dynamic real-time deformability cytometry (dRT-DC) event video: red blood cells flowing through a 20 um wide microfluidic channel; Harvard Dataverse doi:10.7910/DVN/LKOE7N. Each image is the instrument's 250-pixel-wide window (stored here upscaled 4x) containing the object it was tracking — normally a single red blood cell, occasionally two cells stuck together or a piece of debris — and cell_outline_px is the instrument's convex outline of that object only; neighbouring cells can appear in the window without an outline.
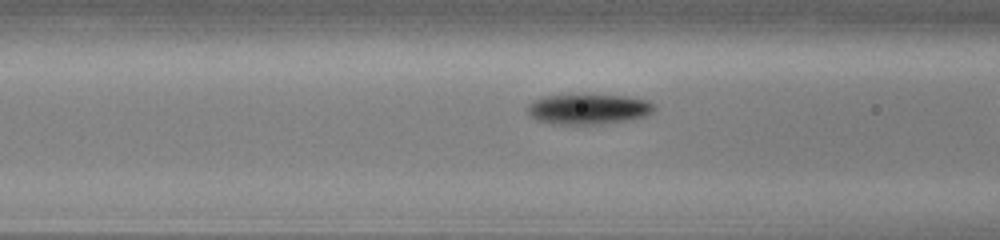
{"species": "common noctule bat (a hibernating species)", "species_latin": "Nyctalus noctula", "temperature_condition": "cold", "stored_images_in_passage": 5, "camera_frame_rate_fps": 3000, "um_per_image_px": 0.085, "animal": {"sex": "male", "body_mass_g": 13.0, "forearm_length_mm": 53.1}, "frame": {"image": 1, "passage_image": 4, "time_ms": 1.0, "image_size_px": [1000, 240], "cell_outline_px": [[656, 108], [648, 116], [628, 120], [604, 124], [552, 124], [536, 120], [528, 112], [528, 104], [532, 100], [544, 96], [624, 96], [648, 100], [656, 104]], "centroid_in_image_um": [50.05, 9.3], "position_along_channel_um": 116.5, "area_um2": 22.25}}